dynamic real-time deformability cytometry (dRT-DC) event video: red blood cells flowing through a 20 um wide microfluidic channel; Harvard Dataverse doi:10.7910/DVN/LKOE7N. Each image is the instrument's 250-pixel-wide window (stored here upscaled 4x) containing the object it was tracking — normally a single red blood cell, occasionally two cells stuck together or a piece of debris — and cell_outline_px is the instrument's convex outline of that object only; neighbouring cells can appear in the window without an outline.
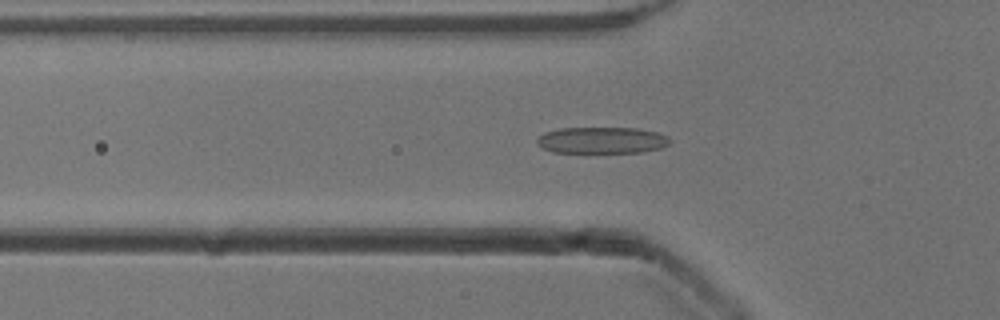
{"species": "common noctule bat (a hibernating species)", "species_latin": "Nyctalus noctula", "temperature_condition": "cold", "stored_images_in_passage": 41, "camera_frame_rate_fps": 3000, "um_per_image_px": 0.085, "animal": {"sex": "male", "body_mass_g": 13.3}, "frame": {"image": 1, "passage_image": 12, "time_ms": 3.667, "image_size_px": [1000, 320], "cell_outline_px": [[672, 140], [668, 144], [660, 148], [640, 152], [552, 152], [540, 148], [536, 144], [536, 140], [544, 132], [560, 128], [636, 128], [656, 132], [668, 136]], "centroid_in_image_um": [51.12, 11.92], "position_along_channel_um": 74.7, "area_um2": 20.52}}
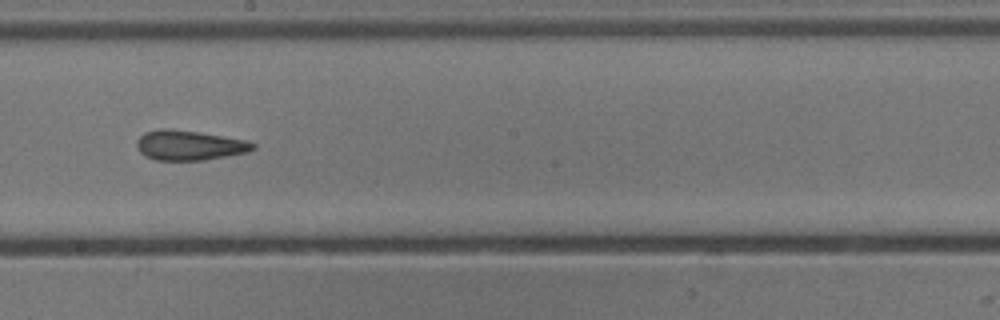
{"frame": {"image": 2, "passage_image": 24, "time_ms": 7.667, "image_size_px": [1000, 320], "cell_outline_px": [[256, 148], [244, 152], [204, 160], [156, 160], [144, 156], [136, 148], [136, 140], [144, 132], [160, 128], [168, 128], [200, 132], [248, 140], [256, 144]], "centroid_in_image_um": [16.05, 12.33], "position_along_channel_um": 232.2, "area_um2": 20.35}}
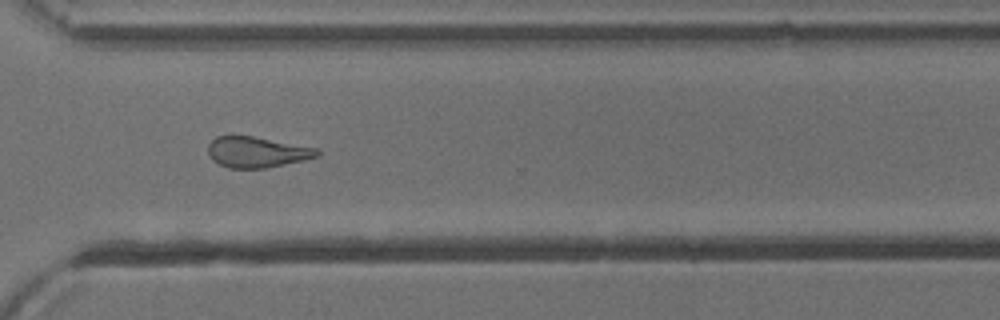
{"frame": {"image": 3, "passage_image": 33, "time_ms": 10.667, "image_size_px": [1000, 320], "cell_outline_px": [[320, 156], [304, 160], [264, 168], [228, 168], [212, 160], [208, 152], [208, 144], [216, 136], [252, 136], [316, 148], [320, 152]], "centroid_in_image_um": [21.82, 12.93], "position_along_channel_um": 348.8, "area_um2": 19.36}, "authors_computed_cell_mechanics": {"area_um2": 20.519, "velocity_mm_per_s": 3.9095, "shape_relaxation_time_tau1_ms": null, "shape_relaxation_time_tau2_ms": 2.3044, "deformation_change_tau1": null, "deformation_change_tau2": 0.1204}}